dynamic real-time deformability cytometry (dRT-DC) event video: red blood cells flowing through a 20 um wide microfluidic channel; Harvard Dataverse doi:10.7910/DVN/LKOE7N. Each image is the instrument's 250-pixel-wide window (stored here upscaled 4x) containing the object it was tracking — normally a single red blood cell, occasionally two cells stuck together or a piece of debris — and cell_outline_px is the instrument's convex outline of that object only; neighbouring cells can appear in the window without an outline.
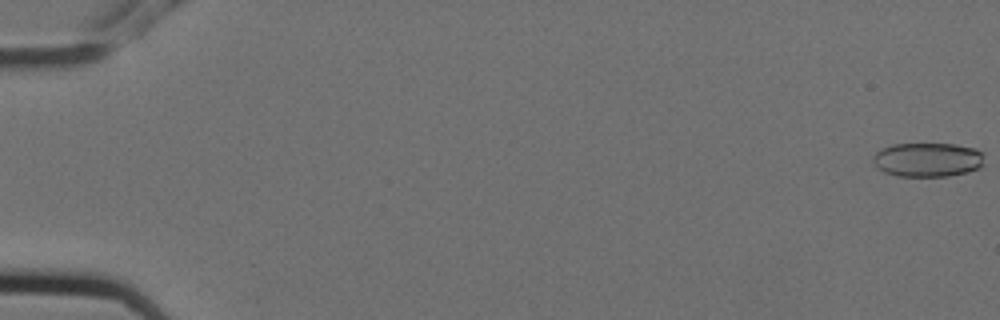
{"species": "Egyptian fruit bat (a non-hibernating species)", "species_latin": "Rousettus aegyptiacus", "temperature_condition": "cold", "stored_images_in_passage": 7, "camera_frame_rate_fps": 3000, "um_per_image_px": 0.085, "animal": {"sex": "female"}, "frame": {"image": 1, "passage_image": 1, "time_ms": 0.0, "image_size_px": [1000, 320], "cell_outline_px": [[984, 164], [980, 168], [968, 172], [948, 176], [896, 176], [884, 172], [876, 168], [872, 160], [872, 156], [876, 152], [892, 144], [956, 144], [976, 148], [984, 152]], "centroid_in_image_um": [78.88, 13.58], "position_along_channel_um": 6.1, "area_um2": 22.54}}